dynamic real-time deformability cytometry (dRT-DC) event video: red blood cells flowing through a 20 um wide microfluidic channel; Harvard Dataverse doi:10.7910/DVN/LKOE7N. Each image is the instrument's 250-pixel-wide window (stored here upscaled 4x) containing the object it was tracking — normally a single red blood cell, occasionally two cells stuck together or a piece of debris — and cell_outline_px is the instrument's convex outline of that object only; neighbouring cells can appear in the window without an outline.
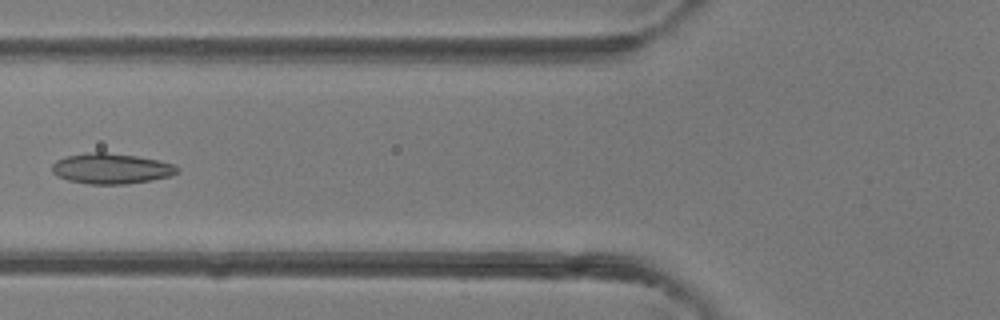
{"species": "common noctule bat (a hibernating species)", "species_latin": "Nyctalus noctula", "temperature_condition": "room temperature", "stored_images_in_passage": 2, "camera_frame_rate_fps": 3000, "um_per_image_px": 0.085, "animal": {"sex": "female"}, "frame": {"image": 1, "passage_image": 2, "time_ms": 1.0, "image_size_px": [1000, 320], "cell_outline_px": [[180, 172], [172, 176], [152, 180], [128, 184], [88, 184], [68, 180], [56, 176], [52, 172], [52, 164], [56, 160], [68, 156], [88, 152], [104, 152], [136, 156], [160, 160], [176, 164], [180, 168]], "centroid_in_image_um": [9.51, 14.33], "position_along_channel_um": 116.3, "area_um2": 22.54}}